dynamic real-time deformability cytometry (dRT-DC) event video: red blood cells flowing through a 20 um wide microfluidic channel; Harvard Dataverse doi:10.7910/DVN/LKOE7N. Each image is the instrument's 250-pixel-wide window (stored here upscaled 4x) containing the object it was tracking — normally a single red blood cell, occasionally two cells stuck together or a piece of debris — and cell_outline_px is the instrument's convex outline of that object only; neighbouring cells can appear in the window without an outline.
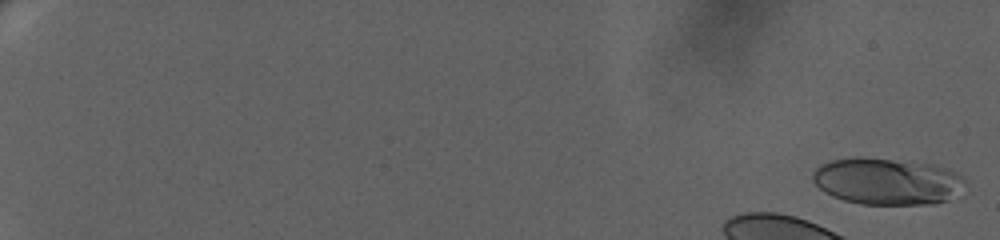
{"species": "human", "species_latin": "Homo sapiens", "temperature_condition": "warm", "stored_images_in_passage": 24, "camera_frame_rate_fps": 3000, "um_per_image_px": 0.085, "donor": {"sex": "female"}, "frame": {"image": 1, "passage_image": 1, "time_ms": 0.0, "image_size_px": [1000, 240], "cell_outline_px": [[964, 180], [944, 200], [932, 204], [860, 204], [844, 200], [832, 196], [820, 188], [812, 180], [812, 172], [820, 164], [832, 160], [856, 156], [864, 156], [928, 164], [948, 168], [960, 176]], "centroid_in_image_um": [75.25, 15.39], "position_along_channel_um": 9.8, "area_um2": 40.69}}
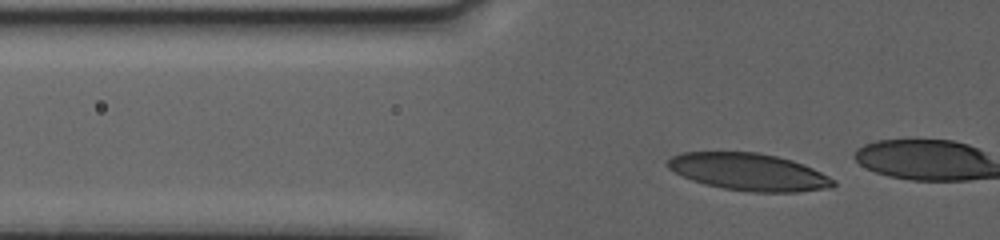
{"frame": {"image": 2, "passage_image": 21, "time_ms": 6.667, "image_size_px": [1000, 240], "cell_outline_px": [[836, 184], [832, 188], [796, 192], [748, 192], [724, 188], [704, 184], [692, 180], [668, 168], [664, 164], [672, 156], [684, 152], [756, 152], [776, 156], [792, 160], [812, 168], [836, 180]], "centroid_in_image_um": [63.66, 14.62], "position_along_channel_um": 62.1, "area_um2": 35.89}}